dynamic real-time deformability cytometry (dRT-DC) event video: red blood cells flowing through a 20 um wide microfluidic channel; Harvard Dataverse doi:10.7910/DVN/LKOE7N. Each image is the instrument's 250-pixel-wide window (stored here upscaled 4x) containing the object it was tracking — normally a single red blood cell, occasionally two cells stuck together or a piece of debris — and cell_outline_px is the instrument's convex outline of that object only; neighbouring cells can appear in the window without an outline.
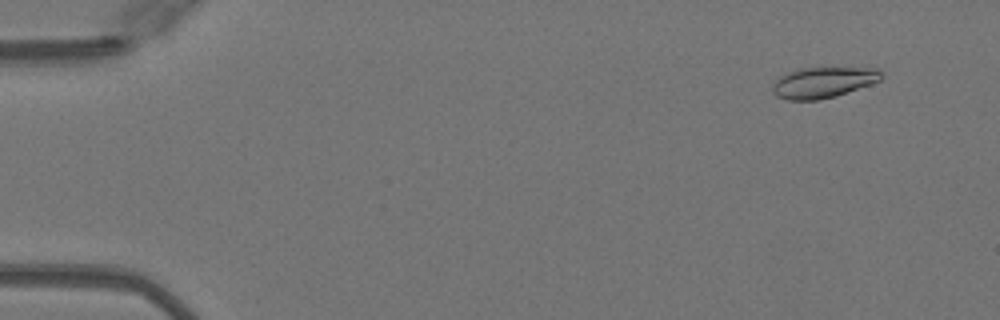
{"species": "Egyptian fruit bat (a non-hibernating species)", "species_latin": "Rousettus aegyptiacus", "temperature_condition": "warm", "stored_images_in_passage": 50, "camera_frame_rate_fps": 3000, "um_per_image_px": 0.085, "animal": {"sex": "female"}, "frame": {"image": 1, "passage_image": 4, "time_ms": 1.0, "image_size_px": [1000, 320], "cell_outline_px": [[884, 76], [880, 80], [872, 84], [836, 96], [816, 100], [788, 100], [776, 96], [772, 92], [772, 80], [788, 72], [800, 68], [876, 68], [884, 72]], "centroid_in_image_um": [69.96, 7.0], "position_along_channel_um": 15.0, "area_um2": 19.77}}
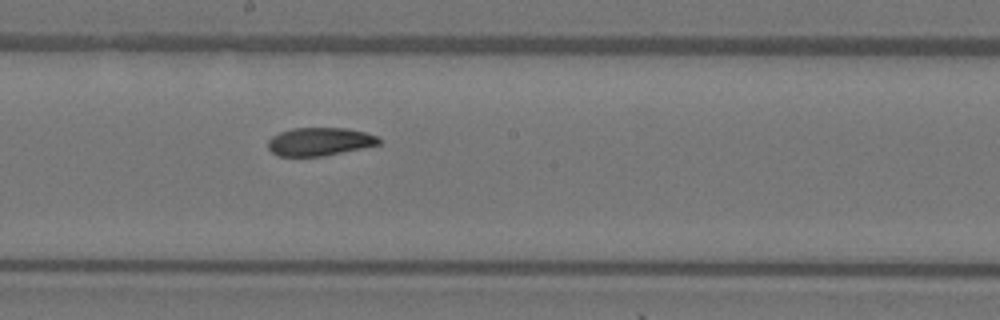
{"frame": {"image": 2, "passage_image": 28, "time_ms": 9.0, "image_size_px": [1000, 320], "cell_outline_px": [[380, 144], [324, 156], [280, 156], [272, 152], [268, 148], [268, 140], [272, 136], [280, 132], [292, 128], [348, 128], [364, 132], [376, 136], [380, 140]], "centroid_in_image_um": [27.14, 12.03], "position_along_channel_um": 221.1, "area_um2": 18.09}}
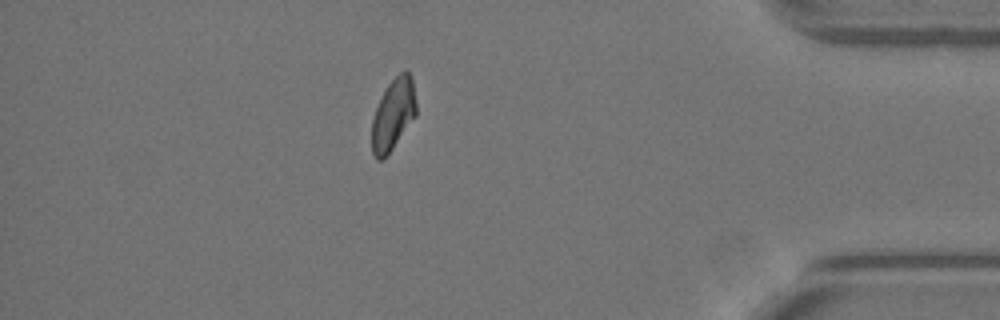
{"frame": {"image": 3, "passage_image": 44, "time_ms": 14.333, "image_size_px": [1000, 320], "cell_outline_px": [[416, 116], [384, 160], [376, 160], [372, 152], [372, 120], [376, 108], [388, 84], [404, 68], [412, 76], [416, 104]], "centroid_in_image_um": [33.43, 9.74], "position_along_channel_um": 401.8, "area_um2": 18.5}, "authors_computed_cell_mechanics": {"area_um2": 19.1896, "velocity_mm_per_s": 4.0852, "shape_relaxation_time_tau1_ms": null, "shape_relaxation_time_tau2_ms": 6.586, "deformation_change_tau1": null, "deformation_change_tau2": 0.1233}}